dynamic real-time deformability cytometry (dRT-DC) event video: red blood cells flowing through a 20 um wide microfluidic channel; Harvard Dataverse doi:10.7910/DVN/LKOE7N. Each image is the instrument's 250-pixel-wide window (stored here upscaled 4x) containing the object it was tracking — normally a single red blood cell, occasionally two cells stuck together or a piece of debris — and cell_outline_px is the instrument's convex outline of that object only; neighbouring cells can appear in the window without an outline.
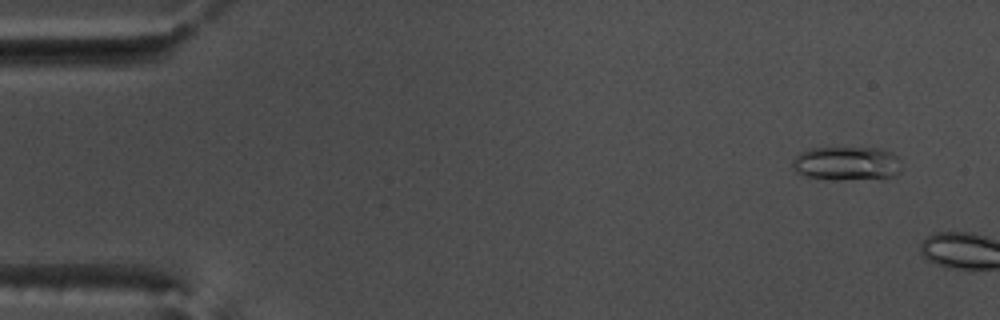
{"species": "common noctule bat (a hibernating species)", "species_latin": "Nyctalus noctula", "temperature_condition": "warm", "stored_images_in_passage": 7, "camera_frame_rate_fps": 3000, "um_per_image_px": 0.085, "animal": {"sex": "male", "body_mass_g": 17.5, "forearm_length_mm": 52.3}, "frame": {"image": 1, "passage_image": 4, "time_ms": 1.0, "image_size_px": [1000, 320], "cell_outline_px": [[900, 172], [896, 176], [884, 180], [836, 180], [804, 176], [796, 172], [792, 168], [792, 160], [800, 152], [808, 148], [880, 148], [892, 152], [896, 156], [900, 168]], "centroid_in_image_um": [71.99, 13.93], "position_along_channel_um": 13.0, "area_um2": 22.2}}